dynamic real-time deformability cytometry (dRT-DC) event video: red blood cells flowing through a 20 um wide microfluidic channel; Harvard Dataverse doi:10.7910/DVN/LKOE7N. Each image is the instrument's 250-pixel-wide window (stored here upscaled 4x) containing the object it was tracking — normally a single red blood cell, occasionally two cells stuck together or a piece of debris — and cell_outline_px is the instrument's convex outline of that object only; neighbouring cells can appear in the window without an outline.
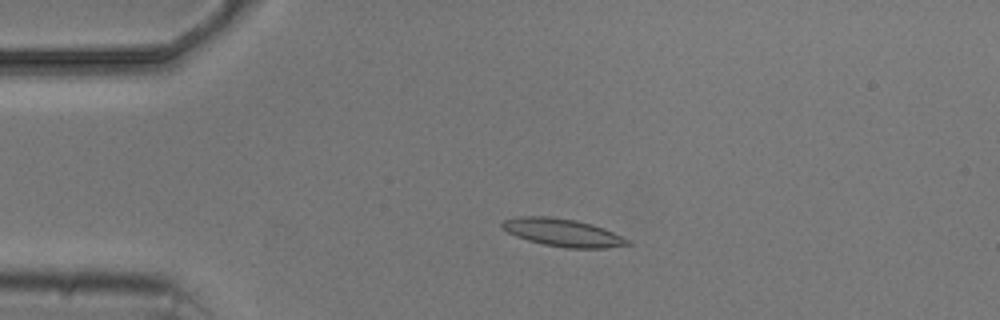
{"species": "common noctule bat (a hibernating species)", "species_latin": "Nyctalus noctula", "temperature_condition": "cold", "stored_images_in_passage": 4, "camera_frame_rate_fps": 3000, "um_per_image_px": 0.085, "animal": {"sex": "male", "body_mass_g": 20.5, "forearm_length_mm": 52.5}, "frame": {"image": 1, "passage_image": 3, "time_ms": 2.333, "image_size_px": [1000, 320], "cell_outline_px": [[632, 244], [608, 248], [564, 248], [544, 244], [528, 240], [516, 236], [508, 232], [500, 224], [504, 220], [516, 216], [548, 216], [576, 220], [592, 224], [604, 228], [632, 240]], "centroid_in_image_um": [47.88, 19.77], "position_along_channel_um": 37.1, "area_um2": 20.4}}